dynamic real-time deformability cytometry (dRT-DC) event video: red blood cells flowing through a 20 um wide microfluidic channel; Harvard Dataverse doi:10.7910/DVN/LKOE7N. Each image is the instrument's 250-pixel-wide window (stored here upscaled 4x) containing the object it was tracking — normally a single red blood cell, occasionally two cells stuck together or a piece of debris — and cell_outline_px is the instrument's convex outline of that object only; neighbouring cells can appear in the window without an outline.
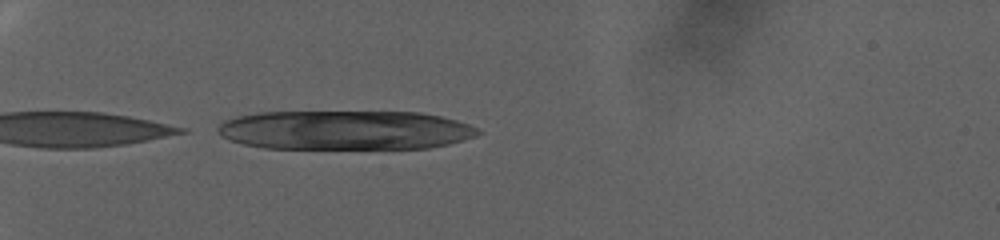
{"species": "human", "species_latin": "Homo sapiens", "temperature_condition": "warm", "stored_images_in_passage": 16, "camera_frame_rate_fps": 3000, "um_per_image_px": 0.085, "donor": {"sex": "female"}, "frame": {"image": 1, "passage_image": 1, "time_ms": 0.0, "image_size_px": [1000, 240], "cell_outline_px": [[484, 132], [476, 136], [448, 144], [428, 148], [264, 148], [244, 144], [220, 136], [216, 132], [216, 128], [224, 120], [236, 116], [256, 112], [420, 112], [440, 116], [456, 120], [468, 124]], "centroid_in_image_um": [29.31, 11.05], "position_along_channel_um": 55.7, "area_um2": 59.71}}